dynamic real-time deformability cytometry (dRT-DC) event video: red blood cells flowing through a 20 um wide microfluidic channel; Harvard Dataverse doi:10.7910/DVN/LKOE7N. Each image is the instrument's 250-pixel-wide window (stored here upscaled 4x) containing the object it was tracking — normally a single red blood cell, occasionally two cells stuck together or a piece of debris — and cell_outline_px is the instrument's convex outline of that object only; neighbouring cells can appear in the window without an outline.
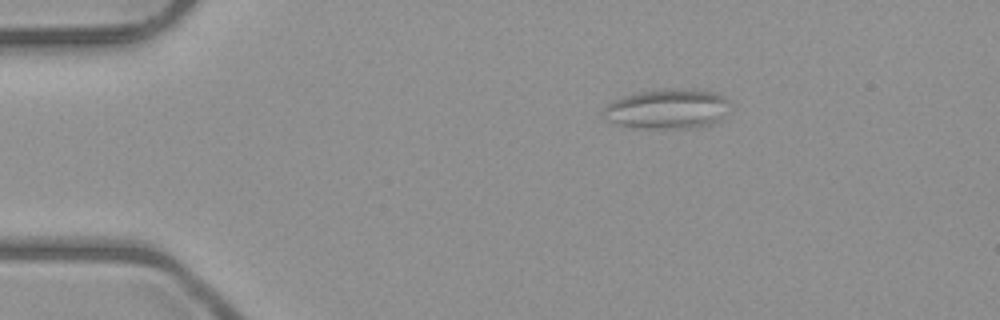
{"species": "common noctule bat (a hibernating species)", "species_latin": "Nyctalus noctula", "temperature_condition": "room temperature", "stored_images_in_passage": 4, "camera_frame_rate_fps": 3000, "um_per_image_px": 0.085, "animal": {"sex": "male", "body_mass_g": 23.1, "forearm_length_mm": 52.7}, "frame": {"image": 1, "passage_image": 1, "time_ms": 0.0, "image_size_px": [1000, 320], "cell_outline_px": [[728, 100], [720, 120], [708, 124], [684, 128], [644, 128], [620, 124], [604, 120], [604, 108], [608, 104], [624, 96], [640, 92], [664, 88], [712, 92], [724, 96]], "centroid_in_image_um": [56.67, 9.26], "position_along_channel_um": 28.3, "area_um2": 28.44}}